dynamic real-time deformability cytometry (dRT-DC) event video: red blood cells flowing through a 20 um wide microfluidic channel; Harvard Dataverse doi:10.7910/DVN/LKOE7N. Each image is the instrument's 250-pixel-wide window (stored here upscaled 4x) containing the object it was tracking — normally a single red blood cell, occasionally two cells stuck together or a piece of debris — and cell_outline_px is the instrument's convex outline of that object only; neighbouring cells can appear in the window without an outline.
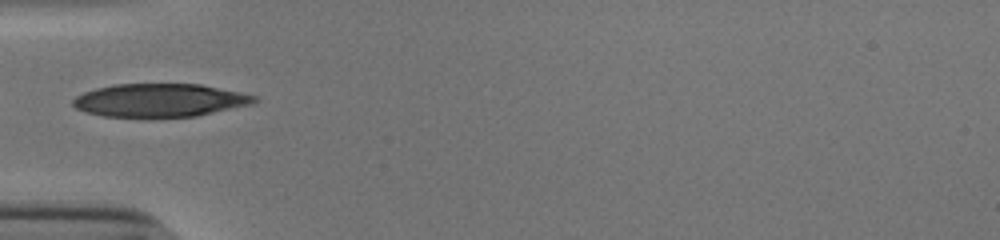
{"species": "human", "species_latin": "Homo sapiens", "temperature_condition": "cold", "stored_images_in_passage": 34, "camera_frame_rate_fps": 3000, "um_per_image_px": 0.085, "donor": {"sex": "male"}, "frame": {"image": 1, "passage_image": 1, "time_ms": 0.0, "image_size_px": [1000, 240], "cell_outline_px": [[256, 100], [252, 104], [196, 116], [104, 116], [88, 112], [76, 108], [72, 104], [72, 100], [76, 96], [84, 92], [96, 88], [116, 84], [200, 84], [256, 96]], "centroid_in_image_um": [13.56, 8.51], "position_along_channel_um": 71.4, "area_um2": 34.45}}
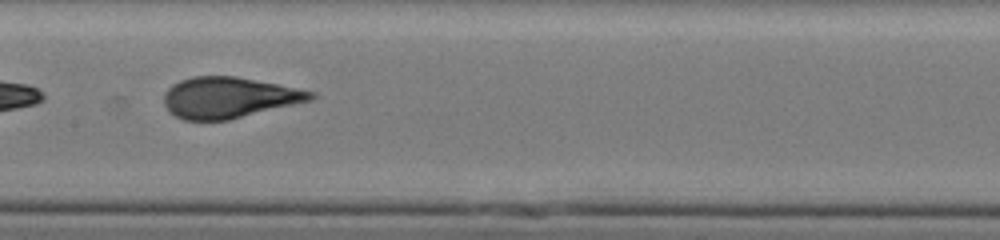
{"frame": {"image": 2, "passage_image": 10, "time_ms": 3.0, "image_size_px": [1000, 240], "cell_outline_px": [[316, 96], [312, 100], [228, 120], [184, 120], [168, 112], [164, 104], [164, 92], [172, 84], [180, 80], [192, 76], [236, 76], [316, 92]], "centroid_in_image_um": [19.42, 8.29], "position_along_channel_um": 188.0, "area_um2": 34.97}}
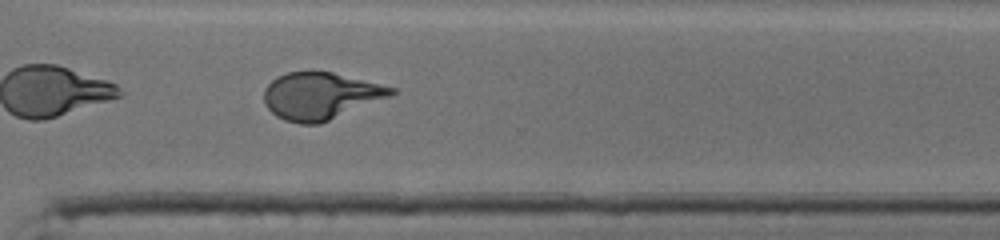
{"frame": {"image": 3, "passage_image": 22, "time_ms": 7.0, "image_size_px": [1000, 240], "cell_outline_px": [[396, 92], [388, 96], [320, 124], [300, 124], [284, 120], [276, 116], [264, 104], [264, 92], [268, 84], [276, 76], [288, 72], [332, 72], [396, 88]], "centroid_in_image_um": [27.19, 8.15], "position_along_channel_um": 343.4, "area_um2": 34.39}, "authors_computed_cell_mechanics": {"area_um2": 35.547, "velocity_mm_per_s": 3.8859, "shape_relaxation_time_tau1_ms": 4.5704, "shape_relaxation_time_tau2_ms": null, "deformation_change_tau1": 0.208, "deformation_change_tau2": null}}